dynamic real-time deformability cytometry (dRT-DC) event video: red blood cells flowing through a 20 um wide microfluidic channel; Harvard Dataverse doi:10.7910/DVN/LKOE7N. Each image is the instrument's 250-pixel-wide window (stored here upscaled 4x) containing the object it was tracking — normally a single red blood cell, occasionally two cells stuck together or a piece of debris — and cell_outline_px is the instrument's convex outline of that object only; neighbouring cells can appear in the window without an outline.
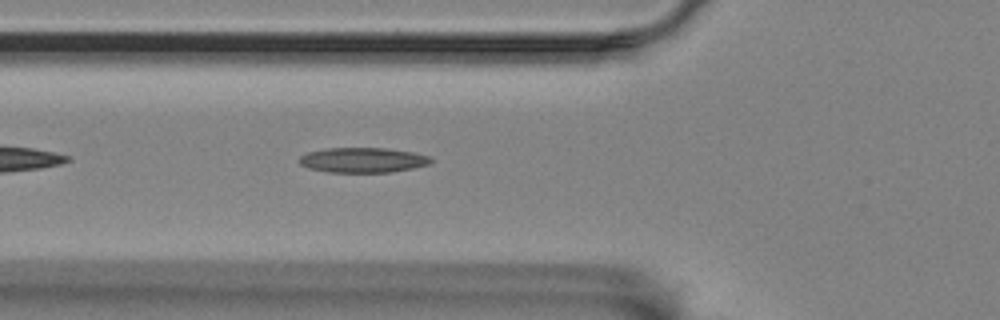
{"species": "Egyptian fruit bat (a non-hibernating species)", "species_latin": "Rousettus aegyptiacus", "temperature_condition": "room temperature", "stored_images_in_passage": 27, "camera_frame_rate_fps": 3000, "um_per_image_px": 0.085, "animal": {"sex": "female"}, "frame": {"image": 1, "passage_image": 7, "time_ms": 2.0, "image_size_px": [1000, 320], "cell_outline_px": [[432, 160], [428, 164], [412, 168], [392, 172], [328, 172], [308, 168], [300, 164], [300, 156], [308, 152], [324, 148], [388, 148], [412, 152], [428, 156]], "centroid_in_image_um": [30.81, 13.6], "position_along_channel_um": 95.0, "area_um2": 19.07}}
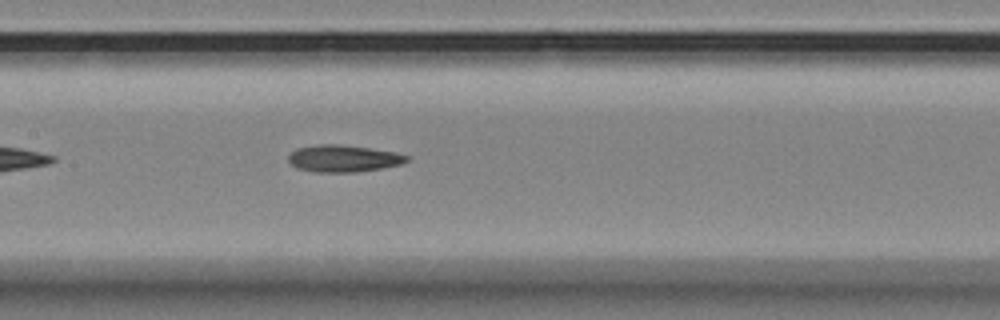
{"frame": {"image": 2, "passage_image": 14, "time_ms": 4.333, "image_size_px": [1000, 320], "cell_outline_px": [[408, 160], [400, 164], [380, 168], [356, 172], [316, 172], [300, 168], [292, 164], [288, 160], [288, 156], [296, 148], [320, 144], [340, 144], [396, 152], [408, 156]], "centroid_in_image_um": [29.18, 13.46], "position_along_channel_um": 178.2, "area_um2": 18.32}}